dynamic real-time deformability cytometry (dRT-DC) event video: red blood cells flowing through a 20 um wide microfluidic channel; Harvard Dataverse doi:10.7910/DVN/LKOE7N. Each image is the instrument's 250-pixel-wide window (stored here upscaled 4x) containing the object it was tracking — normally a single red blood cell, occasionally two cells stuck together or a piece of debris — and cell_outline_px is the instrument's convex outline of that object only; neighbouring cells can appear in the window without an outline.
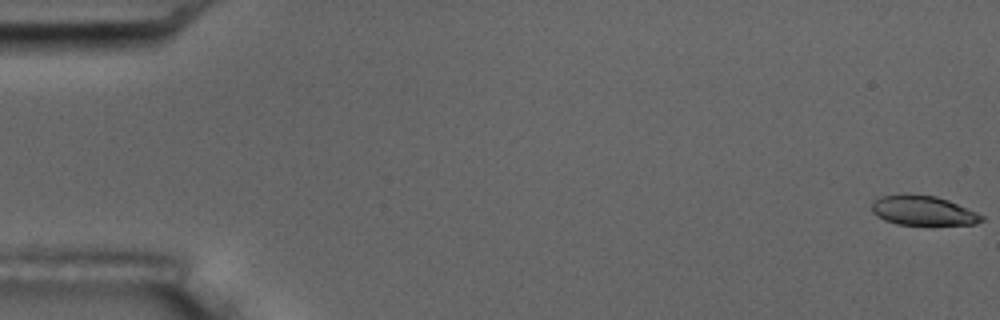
{"species": "common noctule bat (a hibernating species)", "species_latin": "Nyctalus noctula", "temperature_condition": "room temperature", "stored_images_in_passage": 10, "camera_frame_rate_fps": 3000, "um_per_image_px": 0.085, "animal": {"sex": "male", "body_mass_g": 17.5, "forearm_length_mm": 52.3}, "frame": {"image": 1, "passage_image": 1, "time_ms": 0.0, "image_size_px": [1000, 320], "cell_outline_px": [[984, 220], [976, 224], [896, 224], [884, 220], [876, 216], [872, 212], [872, 200], [880, 196], [904, 192], [908, 192], [936, 196], [948, 200], [976, 212], [984, 216]], "centroid_in_image_um": [78.39, 17.86], "position_along_channel_um": 6.6, "area_um2": 19.25}}
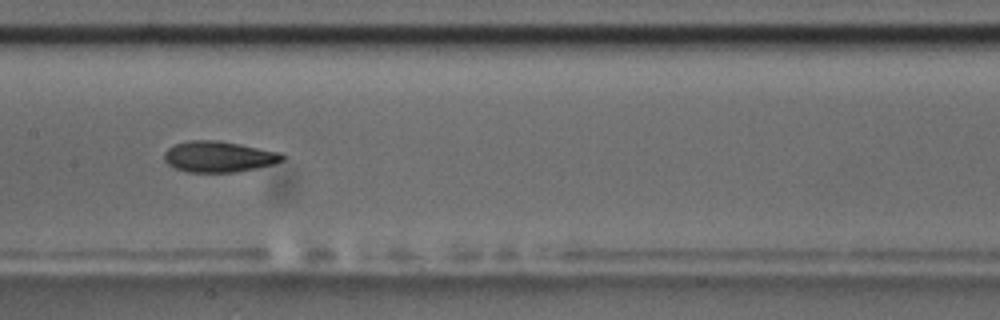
{"frame": {"image": 2, "passage_image": 9, "time_ms": 9.333, "image_size_px": [1000, 320], "cell_outline_px": [[284, 160], [272, 164], [256, 168], [236, 172], [188, 172], [176, 168], [168, 164], [164, 160], [164, 152], [168, 148], [176, 144], [188, 140], [220, 140], [280, 152], [284, 156]], "centroid_in_image_um": [18.58, 13.31], "position_along_channel_um": 188.8, "area_um2": 21.27}}
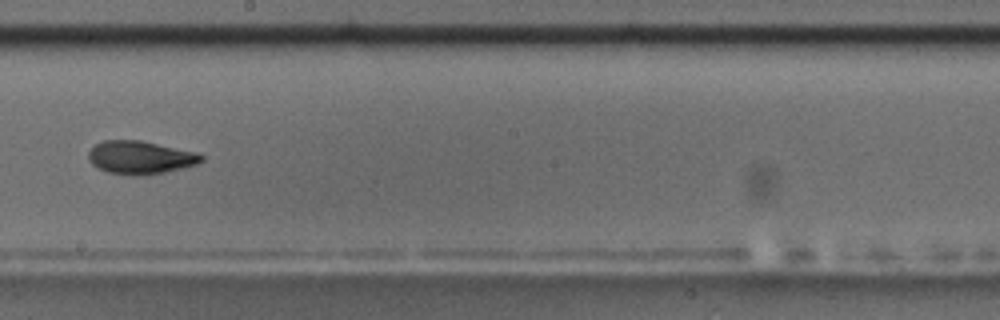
{"frame": {"image": 3, "passage_image": 10, "time_ms": 10.667, "image_size_px": [1000, 320], "cell_outline_px": [[204, 160], [196, 164], [164, 172], [132, 176], [108, 172], [92, 164], [88, 160], [88, 152], [96, 144], [104, 140], [140, 140], [200, 152], [204, 156]], "centroid_in_image_um": [11.95, 13.37], "position_along_channel_um": 236.3, "area_um2": 21.79}}